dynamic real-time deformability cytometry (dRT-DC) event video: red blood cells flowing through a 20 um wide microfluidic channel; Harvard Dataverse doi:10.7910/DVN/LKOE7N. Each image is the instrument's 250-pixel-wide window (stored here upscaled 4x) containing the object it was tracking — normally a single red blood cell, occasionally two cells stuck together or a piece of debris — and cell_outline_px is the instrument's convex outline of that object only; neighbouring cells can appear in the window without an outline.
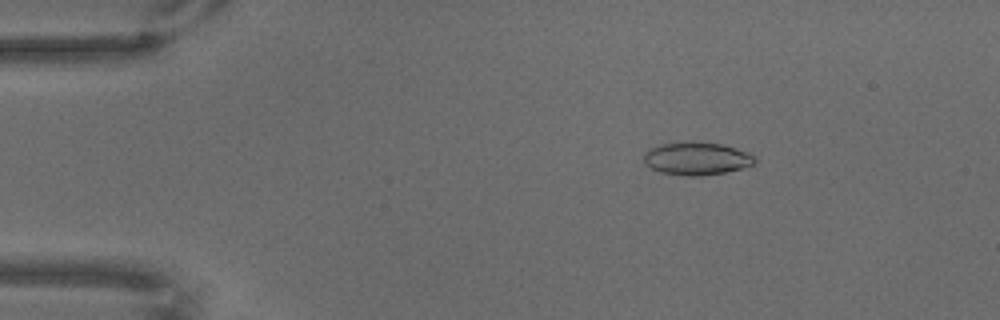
{"species": "common noctule bat (a hibernating species)", "species_latin": "Nyctalus noctula", "temperature_condition": "warm", "stored_images_in_passage": 61, "camera_frame_rate_fps": 3000, "um_per_image_px": 0.085, "animal": {"sex": "male", "body_mass_g": 18.8}, "frame": {"image": 1, "passage_image": 4, "time_ms": 1.0, "image_size_px": [1000, 320], "cell_outline_px": [[756, 164], [744, 168], [724, 172], [700, 176], [688, 176], [660, 172], [644, 164], [644, 152], [648, 148], [660, 144], [692, 140], [720, 144], [736, 148], [748, 152], [756, 156]], "centroid_in_image_um": [59.22, 13.46], "position_along_channel_um": 25.8, "area_um2": 21.68}}
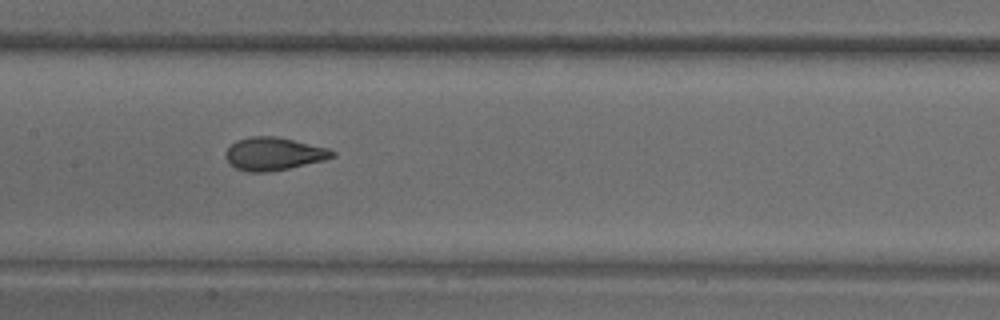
{"frame": {"image": 2, "passage_image": 27, "time_ms": 8.667, "image_size_px": [1000, 320], "cell_outline_px": [[336, 156], [324, 160], [288, 168], [268, 172], [248, 172], [236, 168], [224, 156], [224, 152], [236, 140], [252, 136], [276, 136], [328, 148], [336, 152]], "centroid_in_image_um": [23.26, 13.07], "position_along_channel_um": 184.1, "area_um2": 20.35}}
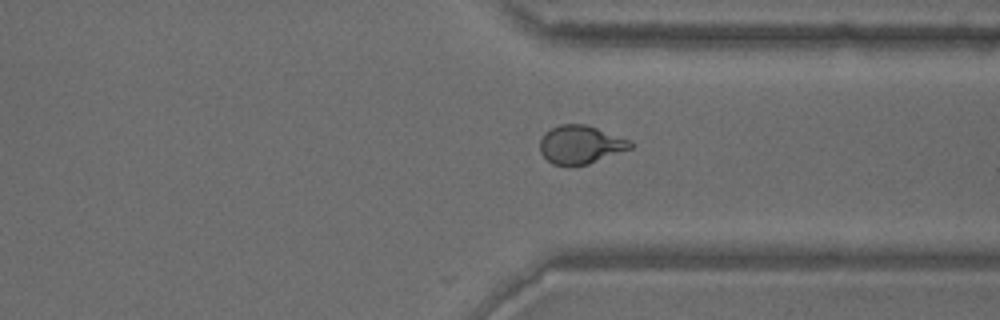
{"frame": {"image": 3, "passage_image": 45, "time_ms": 14.667, "image_size_px": [1000, 320], "cell_outline_px": [[632, 148], [588, 164], [572, 168], [568, 168], [552, 164], [540, 152], [540, 140], [544, 132], [560, 124], [584, 124], [632, 140]], "centroid_in_image_um": [49.32, 12.32], "position_along_channel_um": 362.1, "area_um2": 20.52}}